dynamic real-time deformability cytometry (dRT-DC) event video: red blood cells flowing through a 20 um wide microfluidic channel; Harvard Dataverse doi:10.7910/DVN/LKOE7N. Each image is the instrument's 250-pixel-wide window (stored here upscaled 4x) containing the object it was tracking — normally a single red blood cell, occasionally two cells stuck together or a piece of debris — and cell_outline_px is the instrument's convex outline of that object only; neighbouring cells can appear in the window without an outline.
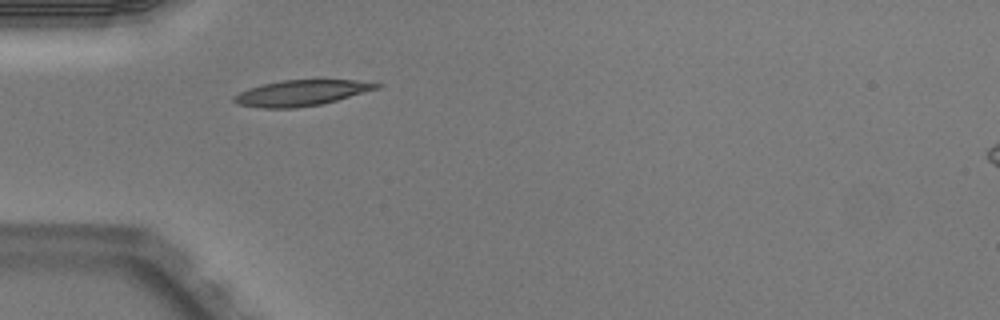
{"species": "Egyptian fruit bat (a non-hibernating species)", "species_latin": "Rousettus aegyptiacus", "temperature_condition": "warm", "stored_images_in_passage": 2, "segment_of_instrument_passage": [1, 2], "camera_frame_rate_fps": 3000, "um_per_image_px": 0.085, "animal": {"sex": "male"}, "frame": {"image": 1, "passage_image": 1, "time_ms": 0.0, "image_size_px": [1000, 320], "cell_outline_px": [[384, 84], [380, 88], [336, 100], [320, 104], [296, 108], [260, 108], [236, 104], [232, 100], [232, 96], [248, 88], [264, 84], [284, 80], [356, 80]], "centroid_in_image_um": [25.59, 7.9], "position_along_channel_um": 59.4, "area_um2": 21.33}}